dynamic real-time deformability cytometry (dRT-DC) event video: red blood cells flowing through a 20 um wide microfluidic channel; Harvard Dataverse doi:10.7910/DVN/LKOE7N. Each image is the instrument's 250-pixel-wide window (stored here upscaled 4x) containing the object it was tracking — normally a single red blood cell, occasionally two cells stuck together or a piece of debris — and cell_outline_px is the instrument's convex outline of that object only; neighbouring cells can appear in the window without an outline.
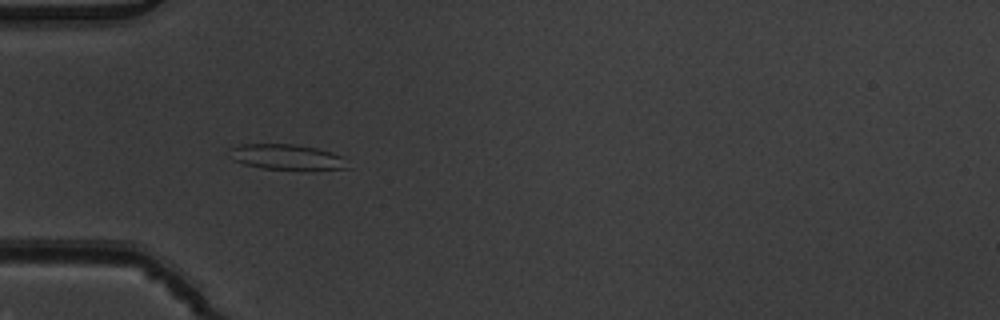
{"species": "common noctule bat (a hibernating species)", "species_latin": "Nyctalus noctula", "temperature_condition": "warm", "stored_images_in_passage": 10, "camera_frame_rate_fps": 3000, "um_per_image_px": 0.085, "animal": {"sex": "male", "body_mass_g": 19.5, "forearm_length_mm": 54.6}, "frame": {"image": 1, "passage_image": 5, "time_ms": 1.333, "image_size_px": [1000, 320], "cell_outline_px": [[352, 168], [260, 168], [244, 164], [232, 160], [228, 148], [240, 144], [292, 144], [316, 148], [332, 152], [344, 156]], "centroid_in_image_um": [24.34, 13.32], "position_along_channel_um": 60.7, "area_um2": 17.22}}
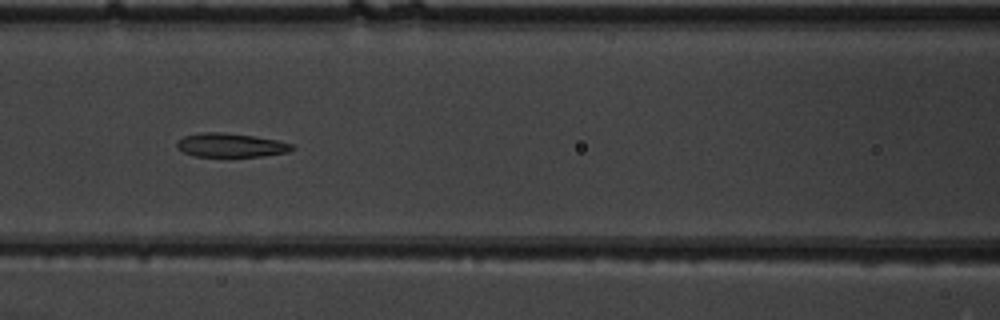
{"frame": {"image": 2, "passage_image": 7, "time_ms": 2.0, "image_size_px": [1000, 320], "cell_outline_px": [[296, 148], [288, 152], [264, 156], [196, 156], [184, 152], [176, 148], [176, 144], [184, 136], [200, 132], [224, 132], [252, 136], [276, 140], [292, 144]], "centroid_in_image_um": [19.62, 12.34], "position_along_channel_um": 147.0, "area_um2": 15.9}}
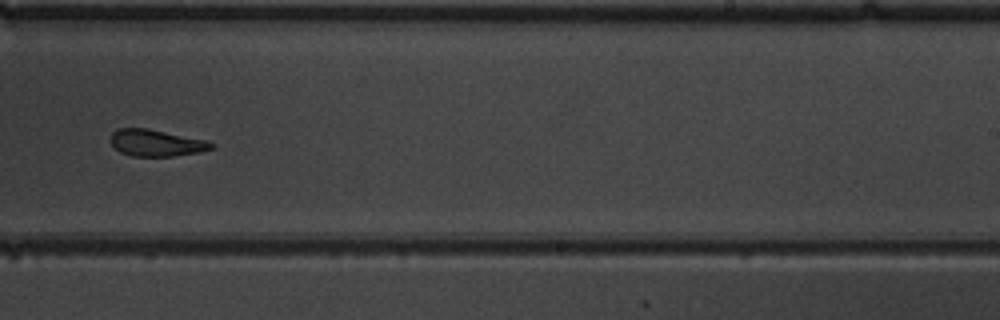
{"frame": {"image": 3, "passage_image": 10, "time_ms": 3.0, "image_size_px": [1000, 320], "cell_outline_px": [[216, 144], [212, 148], [200, 152], [172, 156], [132, 156], [120, 152], [108, 140], [112, 132], [116, 128], [148, 128], [204, 140]], "centroid_in_image_um": [13.22, 12.14], "position_along_channel_um": 275.8, "area_um2": 15.66}}